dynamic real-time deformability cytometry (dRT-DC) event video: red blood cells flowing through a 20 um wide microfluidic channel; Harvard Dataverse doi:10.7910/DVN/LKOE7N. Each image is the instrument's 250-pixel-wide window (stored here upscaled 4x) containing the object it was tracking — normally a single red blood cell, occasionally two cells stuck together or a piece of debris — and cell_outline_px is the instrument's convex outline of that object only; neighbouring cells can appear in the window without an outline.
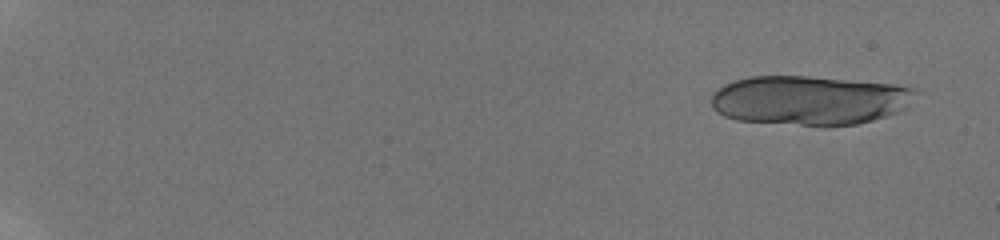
{"species": "human", "species_latin": "Homo sapiens", "temperature_condition": "room temperature", "stored_images_in_passage": 15, "camera_frame_rate_fps": 3000, "um_per_image_px": 0.085, "donor": {"sex": "male"}, "frame": {"image": 1, "passage_image": 2, "time_ms": 0.667, "image_size_px": [1000, 240], "cell_outline_px": [[916, 92], [896, 112], [872, 120], [856, 124], [824, 128], [736, 120], [724, 116], [716, 112], [712, 108], [712, 92], [724, 84], [736, 80], [752, 76], [808, 76], [896, 84], [912, 88]], "centroid_in_image_um": [68.7, 8.54], "position_along_channel_um": 16.3, "area_um2": 59.01}}
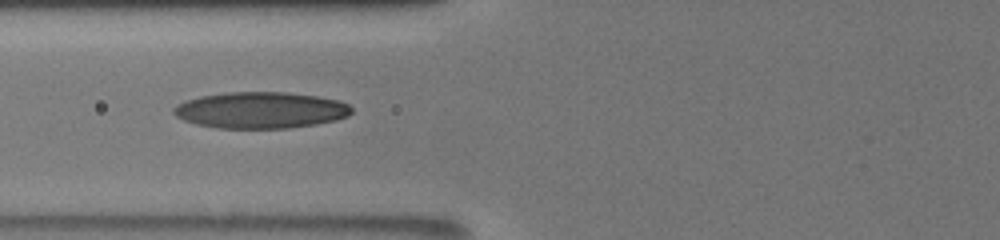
{"frame": {"image": 2, "passage_image": 12, "time_ms": 8.667, "image_size_px": [1000, 240], "cell_outline_px": [[352, 112], [348, 116], [336, 120], [316, 124], [288, 128], [216, 128], [196, 124], [184, 120], [176, 116], [172, 112], [172, 108], [176, 104], [184, 100], [200, 96], [228, 92], [288, 92], [316, 96], [340, 100], [348, 104], [352, 108]], "centroid_in_image_um": [22.14, 9.36], "position_along_channel_um": 103.7, "area_um2": 37.97}}
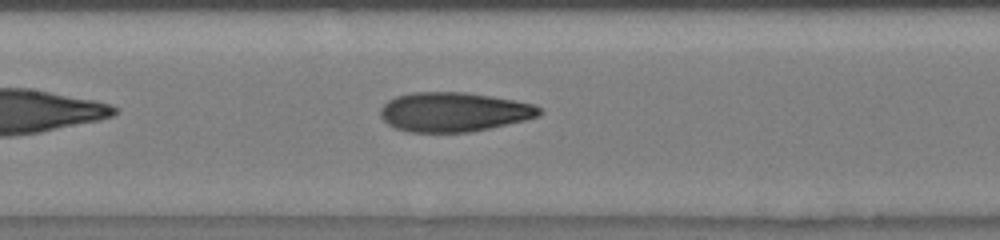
{"frame": {"image": 3, "passage_image": 15, "time_ms": 10.333, "image_size_px": [1000, 240], "cell_outline_px": [[544, 112], [540, 116], [524, 120], [488, 128], [468, 132], [408, 132], [396, 128], [388, 124], [380, 116], [380, 108], [388, 100], [396, 96], [412, 92], [464, 92], [492, 96], [532, 104], [540, 108]], "centroid_in_image_um": [38.55, 9.51], "position_along_channel_um": 168.9, "area_um2": 36.36}}